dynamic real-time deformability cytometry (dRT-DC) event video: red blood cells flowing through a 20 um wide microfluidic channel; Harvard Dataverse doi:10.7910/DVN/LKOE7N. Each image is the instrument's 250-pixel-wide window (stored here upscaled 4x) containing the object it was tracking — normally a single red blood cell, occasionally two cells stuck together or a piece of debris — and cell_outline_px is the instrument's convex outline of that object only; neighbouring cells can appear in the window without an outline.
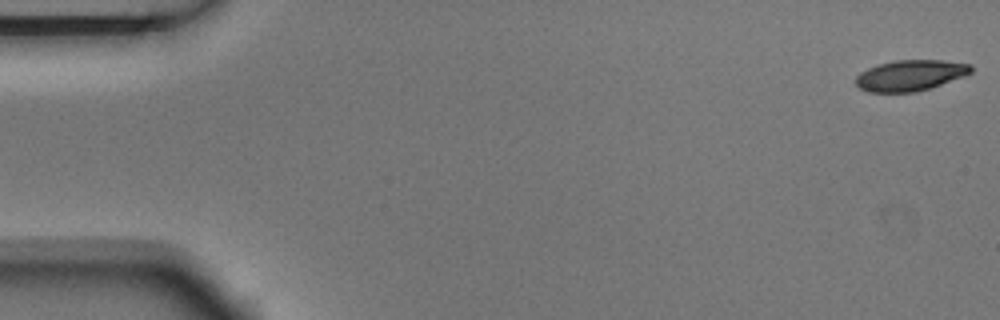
{"species": "Egyptian fruit bat (a non-hibernating species)", "species_latin": "Rousettus aegyptiacus", "temperature_condition": "room temperature", "stored_images_in_passage": 7, "camera_frame_rate_fps": 3000, "um_per_image_px": 0.085, "animal": {"sex": "male"}, "frame": {"image": 1, "passage_image": 1, "time_ms": 0.0, "image_size_px": [1000, 320], "cell_outline_px": [[972, 72], [964, 76], [916, 92], [868, 92], [860, 88], [856, 84], [856, 76], [860, 72], [876, 64], [896, 60], [944, 60], [972, 64]], "centroid_in_image_um": [77.36, 6.39], "position_along_channel_um": 7.6, "area_um2": 20.69}}
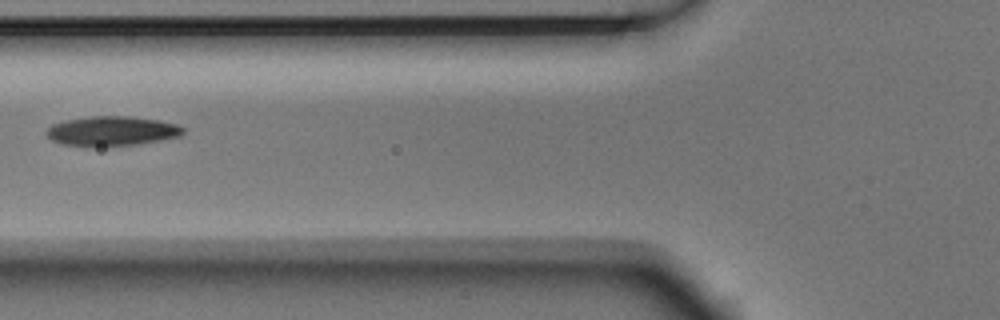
{"frame": {"image": 2, "passage_image": 6, "time_ms": 1.667, "image_size_px": [1000, 320], "cell_outline_px": [[184, 132], [180, 136], [160, 140], [136, 144], [60, 144], [52, 140], [44, 132], [52, 124], [64, 120], [92, 116], [132, 116], [160, 120], [180, 124], [184, 128]], "centroid_in_image_um": [9.55, 11.09], "position_along_channel_um": 116.2, "area_um2": 23.06}}
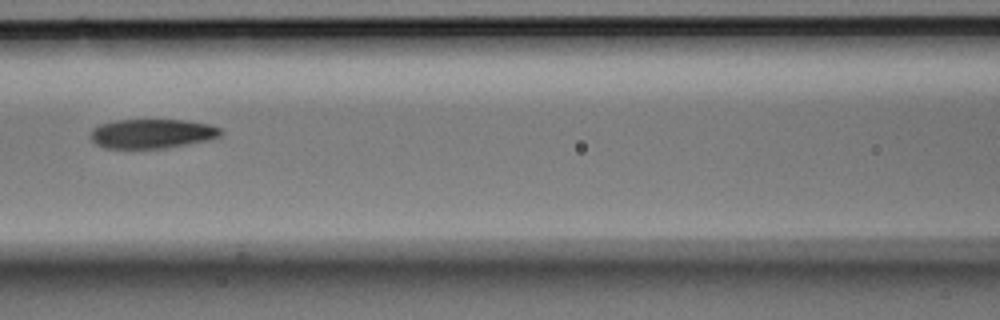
{"frame": {"image": 3, "passage_image": 7, "time_ms": 2.0, "image_size_px": [1000, 320], "cell_outline_px": [[224, 132], [220, 136], [208, 140], [188, 144], [164, 148], [104, 148], [96, 144], [92, 140], [92, 128], [100, 124], [116, 120], [184, 120], [208, 124], [220, 128]], "centroid_in_image_um": [12.94, 11.36], "position_along_channel_um": 153.7, "area_um2": 22.2}}